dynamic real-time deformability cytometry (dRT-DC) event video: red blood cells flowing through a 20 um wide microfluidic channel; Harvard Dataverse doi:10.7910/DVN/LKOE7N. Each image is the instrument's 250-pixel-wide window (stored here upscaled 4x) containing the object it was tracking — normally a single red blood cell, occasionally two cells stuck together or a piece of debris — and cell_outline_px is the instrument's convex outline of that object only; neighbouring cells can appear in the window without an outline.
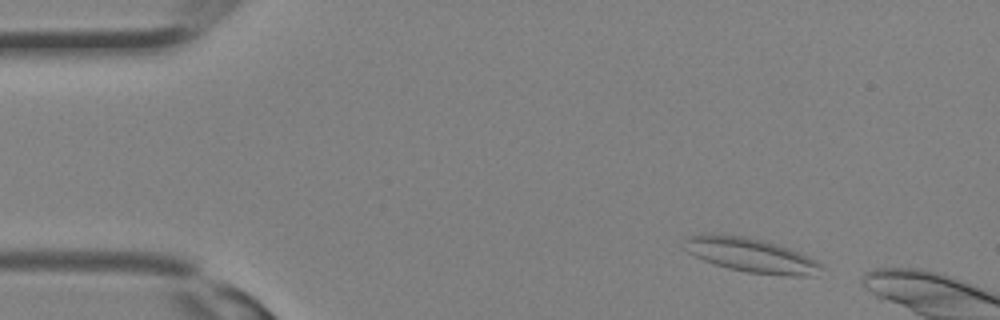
{"species": "Egyptian fruit bat (a non-hibernating species)", "species_latin": "Rousettus aegyptiacus", "temperature_condition": "room temperature", "stored_images_in_passage": 4, "camera_frame_rate_fps": 3000, "um_per_image_px": 0.085, "animal": {"sex": "female"}, "frame": {"image": 1, "passage_image": 1, "time_ms": 0.0, "image_size_px": [1000, 320], "cell_outline_px": [[824, 268], [816, 276], [792, 276], [748, 272], [728, 268], [704, 260], [688, 252], [684, 240], [684, 236], [700, 232], [704, 232], [744, 236], [776, 244], [800, 252], [824, 264]], "centroid_in_image_um": [63.84, 21.67], "position_along_channel_um": 21.2, "area_um2": 27.57}}